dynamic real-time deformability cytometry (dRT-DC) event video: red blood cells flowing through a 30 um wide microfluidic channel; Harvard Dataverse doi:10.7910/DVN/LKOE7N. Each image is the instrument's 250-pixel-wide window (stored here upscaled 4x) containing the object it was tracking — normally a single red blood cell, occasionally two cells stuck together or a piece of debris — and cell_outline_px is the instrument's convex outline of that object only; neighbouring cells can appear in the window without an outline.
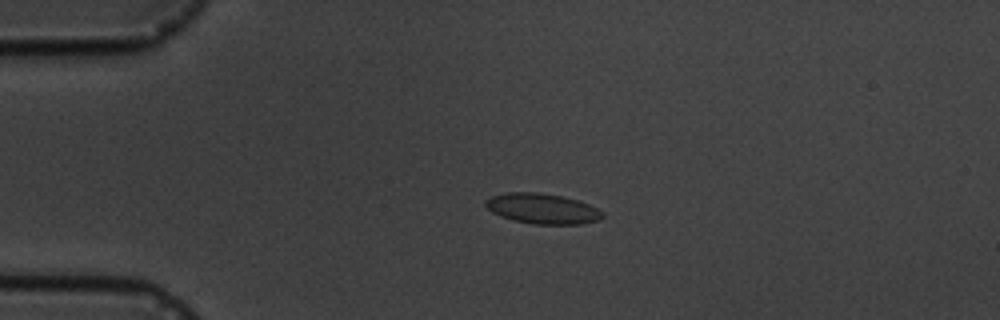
{"species": "common noctule bat (a hibernating species)", "species_latin": "Nyctalus noctula", "temperature_condition": "cold", "stored_images_in_passage": 6, "camera_frame_rate_fps": 3000, "um_per_image_px": 0.085, "animal": {"sex": "male", "body_mass_g": 19.5, "forearm_length_mm": 54.6}, "frame": {"image": 1, "passage_image": 5, "time_ms": 4.333, "image_size_px": [1000, 320], "cell_outline_px": [[604, 216], [600, 220], [580, 224], [532, 224], [512, 220], [500, 216], [492, 212], [484, 204], [484, 200], [492, 196], [504, 192], [540, 192], [560, 196], [576, 200], [588, 204], [604, 212]], "centroid_in_image_um": [46.08, 17.73], "position_along_channel_um": 38.9, "area_um2": 20.75}}